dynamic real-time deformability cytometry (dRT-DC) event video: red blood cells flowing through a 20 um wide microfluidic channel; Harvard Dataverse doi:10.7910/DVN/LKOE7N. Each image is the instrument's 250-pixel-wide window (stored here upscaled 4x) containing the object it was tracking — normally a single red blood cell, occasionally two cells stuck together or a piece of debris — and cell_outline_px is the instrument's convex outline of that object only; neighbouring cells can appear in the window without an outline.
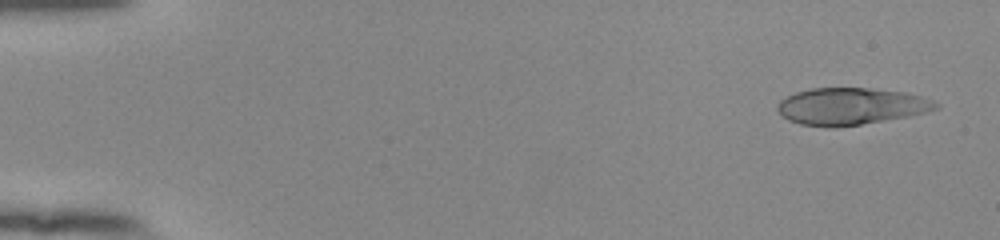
{"species": "human", "species_latin": "Homo sapiens", "temperature_condition": "room temperature", "stored_images_in_passage": 53, "camera_frame_rate_fps": 3000, "um_per_image_px": 0.085, "donor": {"sex": "female"}, "frame": {"image": 1, "passage_image": 3, "time_ms": 0.667, "image_size_px": [1000, 240], "cell_outline_px": [[940, 108], [928, 112], [908, 116], [836, 128], [828, 128], [800, 124], [788, 120], [776, 108], [776, 104], [784, 96], [796, 92], [812, 88], [872, 88], [908, 92], [932, 100], [940, 104]], "centroid_in_image_um": [72.33, 9.03], "position_along_channel_um": 12.7, "area_um2": 34.39}}
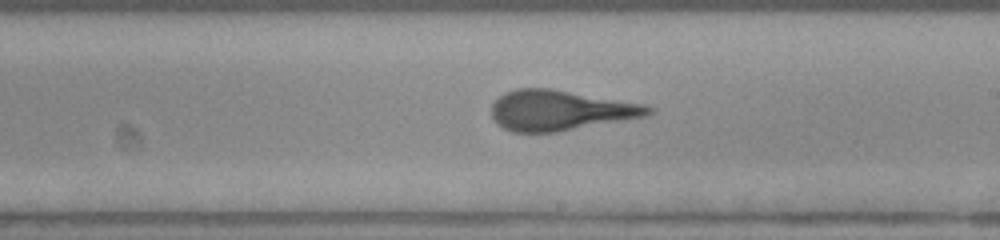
{"frame": {"image": 2, "passage_image": 32, "time_ms": 10.333, "image_size_px": [1000, 240], "cell_outline_px": [[656, 112], [648, 116], [556, 132], [512, 132], [496, 124], [492, 116], [492, 104], [504, 92], [516, 88], [552, 88], [644, 104], [656, 108]], "centroid_in_image_um": [47.64, 9.37], "position_along_channel_um": 241.4, "area_um2": 37.05}}
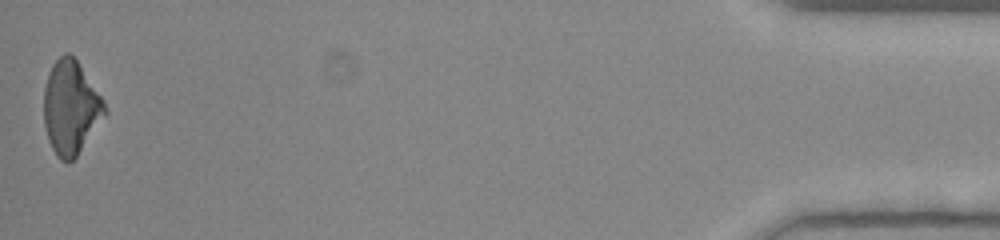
{"frame": {"image": 3, "passage_image": 53, "time_ms": 17.333, "image_size_px": [1000, 240], "cell_outline_px": [[108, 112], [76, 156], [68, 164], [60, 160], [56, 156], [48, 140], [44, 124], [44, 88], [48, 72], [52, 64], [64, 52], [68, 52], [76, 60], [104, 100]], "centroid_in_image_um": [6.0, 9.16], "position_along_channel_um": 429.2, "area_um2": 33.23}, "authors_computed_cell_mechanics": {"area_um2": 36.0094, "velocity_mm_per_s": 3.9094, "shape_relaxation_time_tau1_ms": 4.3515, "shape_relaxation_time_tau2_ms": 0.8029, "deformation_change_tau1": 0.1607, "deformation_change_tau2": 0.0504}}